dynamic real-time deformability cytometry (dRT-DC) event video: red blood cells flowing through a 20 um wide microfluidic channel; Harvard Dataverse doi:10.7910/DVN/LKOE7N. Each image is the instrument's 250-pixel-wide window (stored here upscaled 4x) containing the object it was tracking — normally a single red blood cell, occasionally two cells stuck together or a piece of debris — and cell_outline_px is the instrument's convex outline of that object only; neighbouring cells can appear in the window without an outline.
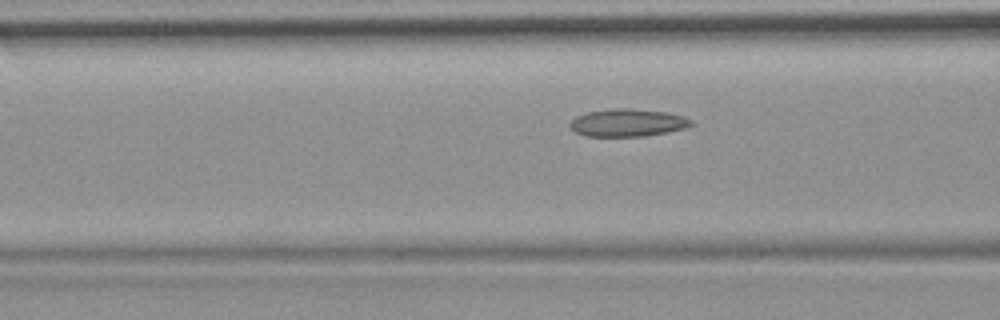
{"species": "common noctule bat (a hibernating species)", "species_latin": "Nyctalus noctula", "temperature_condition": "room temperature", "stored_images_in_passage": 52, "camera_frame_rate_fps": 3000, "um_per_image_px": 0.085, "animal": {"sex": "female", "body_mass_g": 19.9}, "frame": {"image": 1, "passage_image": 19, "time_ms": 6.0, "image_size_px": [1000, 320], "cell_outline_px": [[692, 124], [684, 128], [668, 132], [644, 136], [584, 136], [576, 132], [568, 124], [576, 116], [584, 112], [612, 108], [628, 108], [668, 112], [684, 116], [692, 120]], "centroid_in_image_um": [53.33, 10.42], "position_along_channel_um": 113.3, "area_um2": 19.59}}
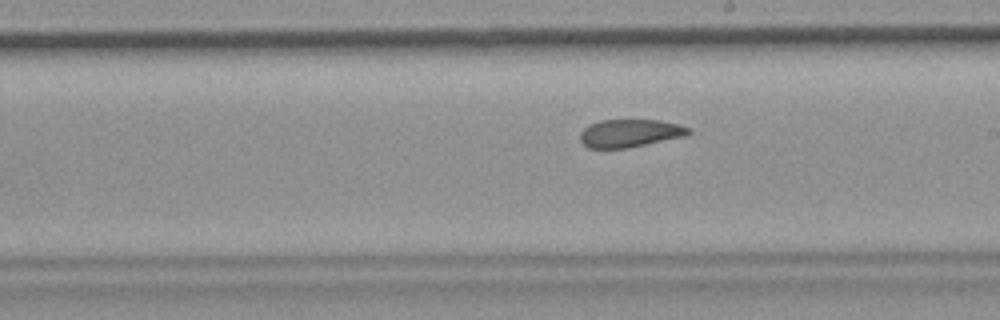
{"frame": {"image": 2, "passage_image": 29, "time_ms": 9.333, "image_size_px": [1000, 320], "cell_outline_px": [[692, 132], [684, 136], [628, 148], [588, 148], [580, 140], [580, 132], [588, 124], [600, 120], [660, 120], [692, 128]], "centroid_in_image_um": [53.52, 11.32], "position_along_channel_um": 235.5, "area_um2": 17.63}}
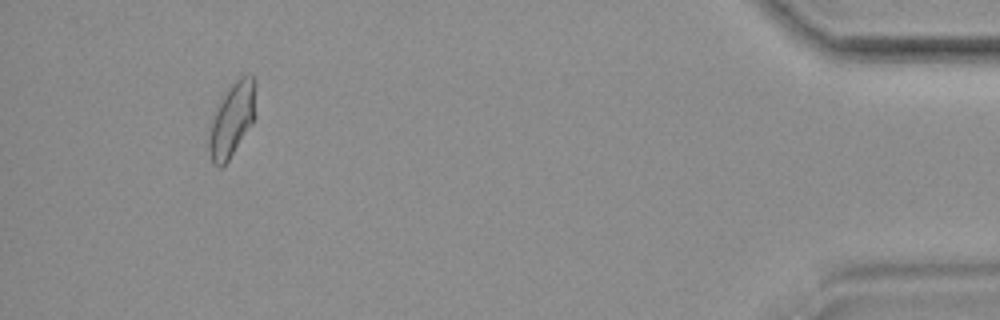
{"frame": {"image": 3, "passage_image": 49, "time_ms": 16.0, "image_size_px": [1000, 320], "cell_outline_px": [[256, 84], [252, 124], [228, 160], [220, 168], [216, 168], [212, 164], [208, 148], [208, 136], [216, 104], [228, 88], [240, 76], [252, 76], [256, 80]], "centroid_in_image_um": [19.68, 10.18], "position_along_channel_um": 415.5, "area_um2": 20.06}, "authors_computed_cell_mechanics": {"area_um2": 19.2185, "velocity_mm_per_s": 3.6786, "shape_relaxation_time_tau1_ms": null, "shape_relaxation_time_tau2_ms": 3.0178, "deformation_change_tau1": null, "deformation_change_tau2": 0.0977}}